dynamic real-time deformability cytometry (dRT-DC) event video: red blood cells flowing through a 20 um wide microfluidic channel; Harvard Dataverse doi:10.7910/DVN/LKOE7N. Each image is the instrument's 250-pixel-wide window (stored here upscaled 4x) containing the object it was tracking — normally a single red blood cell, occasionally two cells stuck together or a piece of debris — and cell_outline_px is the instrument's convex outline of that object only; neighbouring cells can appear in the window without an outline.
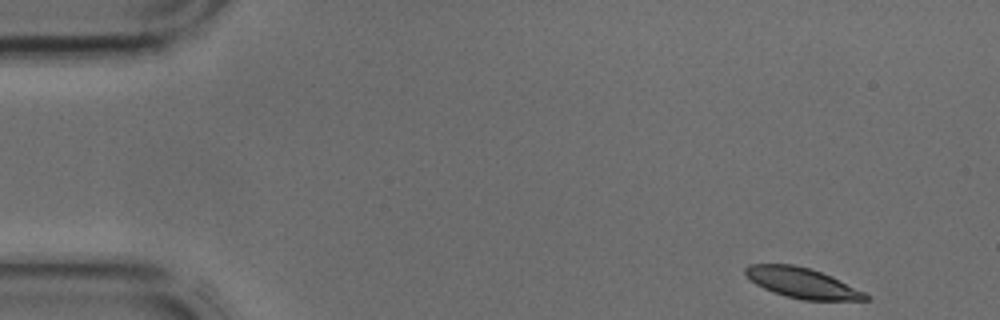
{"species": "common noctule bat (a hibernating species)", "species_latin": "Nyctalus noctula", "temperature_condition": "cold", "stored_images_in_passage": 5, "camera_frame_rate_fps": 3000, "um_per_image_px": 0.085, "animal": {"sex": "male", "body_mass_g": 17.9, "forearm_length_mm": 54.2}, "frame": {"image": 1, "passage_image": 1, "time_ms": 0.0, "image_size_px": [1000, 320], "cell_outline_px": [[872, 300], [804, 300], [784, 296], [764, 288], [756, 284], [744, 272], [744, 268], [748, 264], [792, 264], [812, 268], [832, 276], [872, 296]], "centroid_in_image_um": [68.22, 24.05], "position_along_channel_um": 16.8, "area_um2": 21.27}}